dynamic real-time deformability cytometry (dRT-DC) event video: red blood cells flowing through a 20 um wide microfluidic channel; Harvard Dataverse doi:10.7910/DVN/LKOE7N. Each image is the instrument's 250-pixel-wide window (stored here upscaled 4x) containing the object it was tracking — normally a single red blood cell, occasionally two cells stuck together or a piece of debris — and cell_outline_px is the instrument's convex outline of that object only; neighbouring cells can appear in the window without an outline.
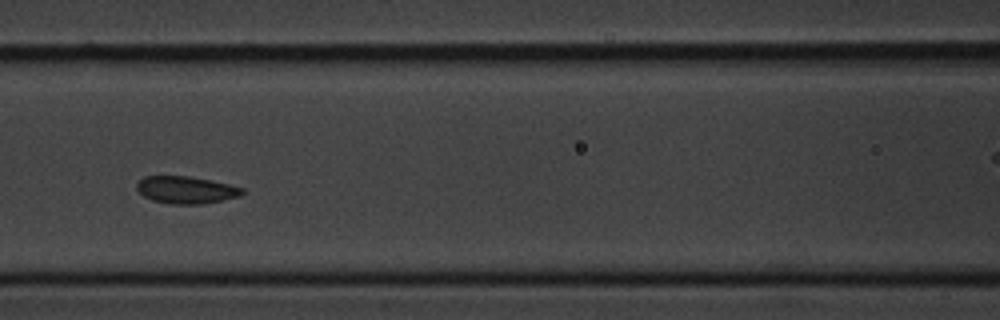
{"species": "common noctule bat (a hibernating species)", "species_latin": "Nyctalus noctula", "temperature_condition": "cold", "stored_images_in_passage": 8, "camera_frame_rate_fps": 3000, "um_per_image_px": 0.085, "animal": {"sex": "male", "body_mass_g": 20.1, "forearm_length_mm": 53.5}, "frame": {"image": 1, "passage_image": 6, "time_ms": 5.667, "image_size_px": [1000, 320], "cell_outline_px": [[244, 192], [240, 196], [224, 200], [204, 204], [168, 204], [152, 200], [144, 196], [136, 188], [136, 184], [144, 176], [188, 176], [228, 184], [244, 188]], "centroid_in_image_um": [15.82, 16.15], "position_along_channel_um": 150.8, "area_um2": 16.76}}
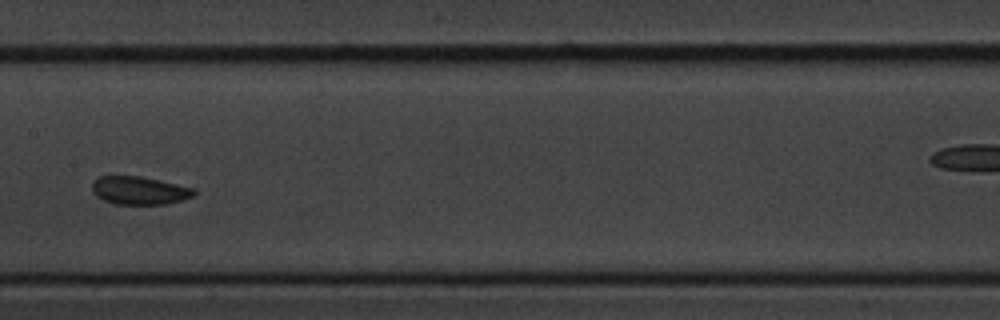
{"frame": {"image": 2, "passage_image": 7, "time_ms": 7.0, "image_size_px": [1000, 320], "cell_outline_px": [[196, 196], [164, 204], [116, 204], [104, 200], [96, 196], [92, 192], [92, 180], [100, 176], [140, 176], [196, 188]], "centroid_in_image_um": [11.85, 16.18], "position_along_channel_um": 195.6, "area_um2": 16.76}}